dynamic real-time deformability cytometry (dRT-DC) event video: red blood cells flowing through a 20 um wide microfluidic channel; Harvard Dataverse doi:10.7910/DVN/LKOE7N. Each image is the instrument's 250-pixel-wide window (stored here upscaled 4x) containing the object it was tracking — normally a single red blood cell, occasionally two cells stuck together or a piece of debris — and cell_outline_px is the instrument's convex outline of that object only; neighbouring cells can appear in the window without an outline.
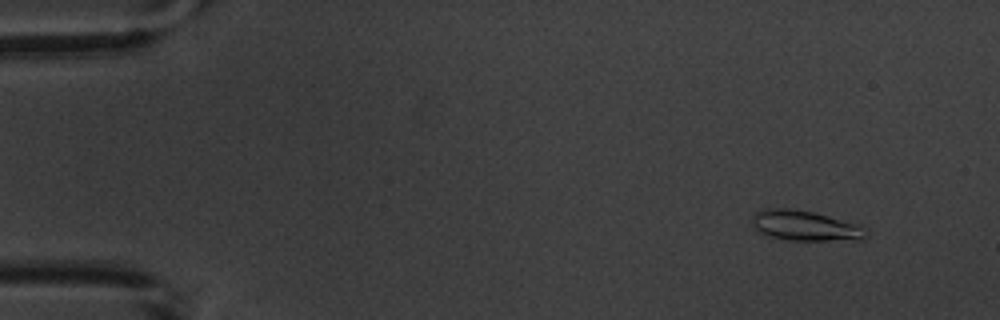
{"species": "common noctule bat (a hibernating species)", "species_latin": "Nyctalus noctula", "temperature_condition": "warm", "stored_images_in_passage": 6, "camera_frame_rate_fps": 3000, "um_per_image_px": 0.085, "animal": {"sex": "male", "body_mass_g": 20.1, "forearm_length_mm": 53.5}, "frame": {"image": 1, "passage_image": 2, "time_ms": 1.0, "image_size_px": [1000, 320], "cell_outline_px": [[868, 236], [864, 240], [788, 240], [772, 236], [760, 232], [752, 224], [752, 216], [756, 212], [764, 208], [788, 208], [812, 212], [860, 224], [868, 228]], "centroid_in_image_um": [68.51, 19.19], "position_along_channel_um": 16.5, "area_um2": 20.17}}